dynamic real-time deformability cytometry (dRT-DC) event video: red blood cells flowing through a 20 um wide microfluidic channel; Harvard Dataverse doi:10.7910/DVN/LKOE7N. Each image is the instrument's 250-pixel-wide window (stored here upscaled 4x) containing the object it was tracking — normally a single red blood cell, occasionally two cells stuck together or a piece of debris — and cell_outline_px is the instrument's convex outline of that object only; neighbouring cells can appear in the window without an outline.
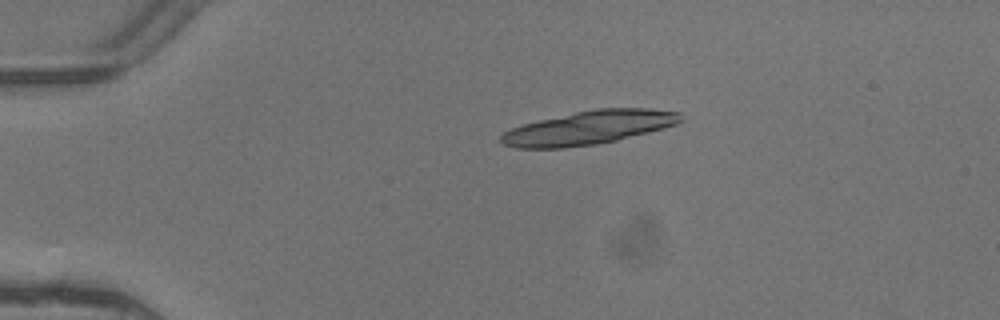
{"species": "common noctule bat (a hibernating species)", "species_latin": "Nyctalus noctula", "temperature_condition": "warm", "stored_images_in_passage": 4, "camera_frame_rate_fps": 3000, "um_per_image_px": 0.085, "animal": {"sex": "female"}, "frame": {"image": 1, "passage_image": 1, "time_ms": 0.0, "image_size_px": [1000, 320], "cell_outline_px": [[684, 120], [676, 124], [664, 128], [616, 140], [596, 144], [564, 148], [516, 148], [504, 144], [500, 140], [500, 136], [504, 132], [512, 128], [524, 124], [540, 120], [576, 112], [596, 108], [648, 108], [680, 112]], "centroid_in_image_um": [50.08, 10.85], "position_along_channel_um": 34.9, "area_um2": 34.97}}
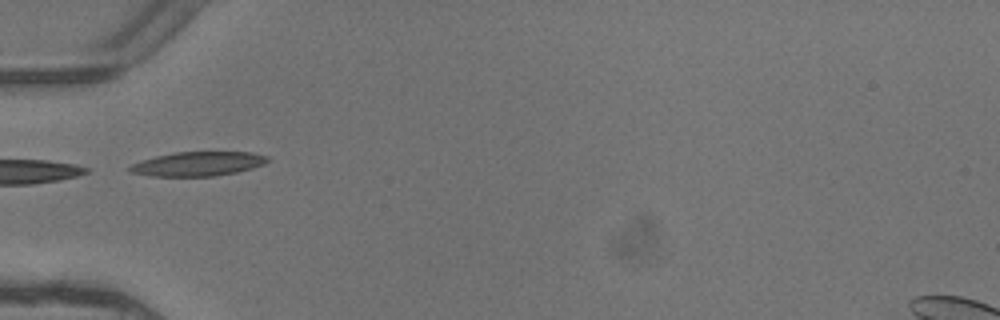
{"frame": {"image": 2, "passage_image": 3, "time_ms": 0.667, "image_size_px": [1000, 320], "cell_outline_px": [[268, 160], [264, 164], [252, 168], [236, 172], [216, 176], [148, 176], [128, 172], [128, 168], [132, 164], [140, 160], [156, 156], [176, 152], [252, 152], [268, 156]], "centroid_in_image_um": [16.79, 13.93], "position_along_channel_um": 68.2, "area_um2": 19.54}}
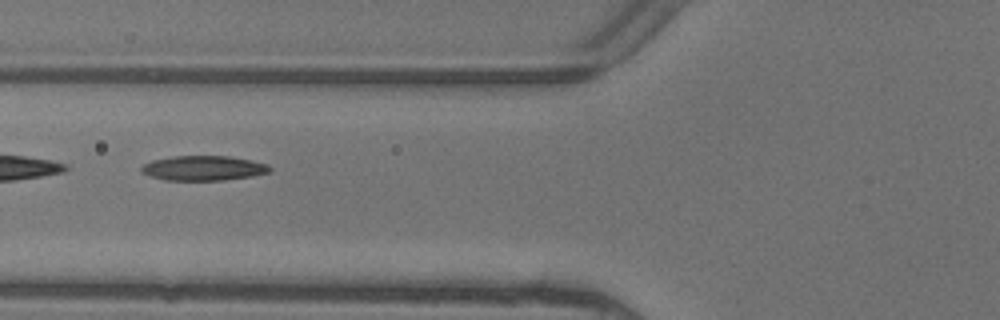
{"frame": {"image": 3, "passage_image": 4, "time_ms": 1.0, "image_size_px": [1000, 320], "cell_outline_px": [[272, 172], [252, 176], [224, 180], [164, 180], [140, 172], [140, 168], [144, 164], [152, 160], [172, 156], [228, 156], [252, 160], [268, 164], [272, 168]], "centroid_in_image_um": [17.32, 14.29], "position_along_channel_um": 108.5, "area_um2": 18.67}}